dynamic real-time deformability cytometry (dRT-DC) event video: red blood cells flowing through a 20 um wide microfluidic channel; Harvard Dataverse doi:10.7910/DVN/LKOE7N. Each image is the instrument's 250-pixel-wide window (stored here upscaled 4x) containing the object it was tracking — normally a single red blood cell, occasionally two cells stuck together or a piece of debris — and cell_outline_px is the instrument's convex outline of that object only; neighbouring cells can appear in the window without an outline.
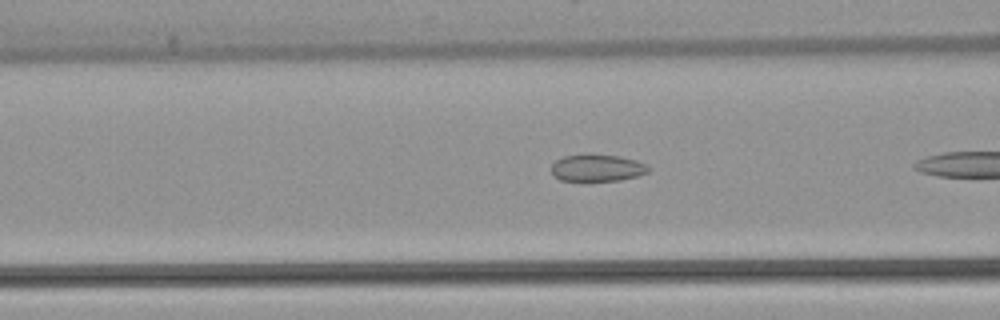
{"species": "common noctule bat (a hibernating species)", "species_latin": "Nyctalus noctula", "temperature_condition": "warm", "stored_images_in_passage": 7, "camera_frame_rate_fps": 3000, "um_per_image_px": 0.085, "animal": {"sex": "female", "body_mass_g": 22.7, "forearm_length_mm": 54.2}, "frame": {"image": 1, "passage_image": 5, "time_ms": 1.333, "image_size_px": [1000, 320], "cell_outline_px": [[652, 168], [648, 172], [636, 176], [620, 180], [588, 184], [584, 184], [560, 180], [552, 176], [552, 164], [556, 160], [564, 156], [584, 152], [620, 156], [636, 160], [648, 164]], "centroid_in_image_um": [50.72, 14.3], "position_along_channel_um": 115.9, "area_um2": 16.59}}